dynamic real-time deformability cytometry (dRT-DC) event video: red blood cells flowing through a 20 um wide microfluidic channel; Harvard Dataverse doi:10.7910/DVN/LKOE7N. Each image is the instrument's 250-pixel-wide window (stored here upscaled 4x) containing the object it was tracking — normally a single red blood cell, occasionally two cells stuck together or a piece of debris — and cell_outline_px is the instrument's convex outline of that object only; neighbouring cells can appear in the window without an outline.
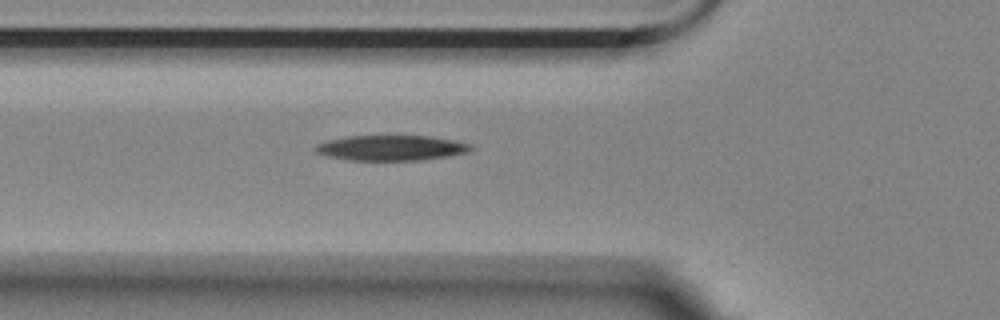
{"species": "Egyptian fruit bat (a non-hibernating species)", "species_latin": "Rousettus aegyptiacus", "temperature_condition": "room temperature", "stored_images_in_passage": 3, "camera_frame_rate_fps": 3000, "um_per_image_px": 0.085, "animal": {"sex": "female"}, "frame": {"image": 1, "passage_image": 3, "time_ms": 0.667, "image_size_px": [1000, 320], "cell_outline_px": [[472, 148], [468, 152], [448, 156], [420, 160], [348, 160], [324, 156], [316, 152], [312, 148], [316, 144], [328, 140], [348, 136], [428, 136], [452, 140], [472, 144]], "centroid_in_image_um": [33.19, 12.57], "position_along_channel_um": 92.6, "area_um2": 22.89}}